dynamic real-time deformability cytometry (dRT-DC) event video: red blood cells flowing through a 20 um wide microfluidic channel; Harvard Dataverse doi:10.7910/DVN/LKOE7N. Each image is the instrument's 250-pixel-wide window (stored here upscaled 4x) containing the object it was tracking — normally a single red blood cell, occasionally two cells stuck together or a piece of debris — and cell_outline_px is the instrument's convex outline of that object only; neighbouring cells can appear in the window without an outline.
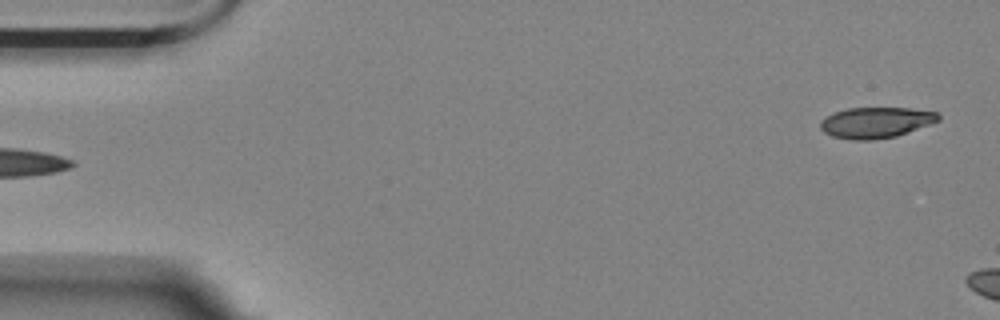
{"species": "Egyptian fruit bat (a non-hibernating species)", "species_latin": "Rousettus aegyptiacus", "temperature_condition": "room temperature", "stored_images_in_passage": 12, "camera_frame_rate_fps": 3000, "um_per_image_px": 0.085, "animal": {"sex": "female"}, "frame": {"image": 1, "passage_image": 1, "time_ms": 0.0, "image_size_px": [1000, 320], "cell_outline_px": [[940, 120], [896, 136], [872, 140], [852, 140], [832, 136], [824, 132], [820, 128], [820, 120], [824, 116], [832, 112], [848, 108], [912, 108], [940, 112]], "centroid_in_image_um": [74.42, 10.4], "position_along_channel_um": 10.6, "area_um2": 21.39}}